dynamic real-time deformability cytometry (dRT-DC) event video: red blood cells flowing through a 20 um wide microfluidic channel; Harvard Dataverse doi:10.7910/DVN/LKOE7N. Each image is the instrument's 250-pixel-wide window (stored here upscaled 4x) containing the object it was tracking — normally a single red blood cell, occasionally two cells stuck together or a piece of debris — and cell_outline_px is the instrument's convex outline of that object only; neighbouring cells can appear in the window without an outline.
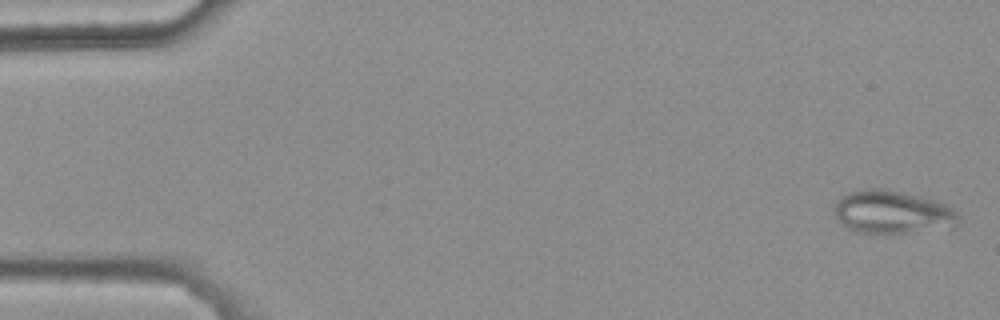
{"species": "common noctule bat (a hibernating species)", "species_latin": "Nyctalus noctula", "temperature_condition": "warm", "stored_images_in_passage": 46, "camera_frame_rate_fps": 3000, "um_per_image_px": 0.085, "animal": {"sex": "female", "body_mass_g": 25.1}, "frame": {"image": 1, "passage_image": 2, "time_ms": 0.333, "image_size_px": [1000, 320], "cell_outline_px": [[960, 224], [952, 228], [908, 232], [856, 232], [848, 228], [836, 220], [836, 200], [840, 196], [848, 192], [868, 188], [888, 188], [920, 196], [944, 204], [952, 208], [960, 216]], "centroid_in_image_um": [75.87, 18.02], "position_along_channel_um": 9.1, "area_um2": 31.27}}
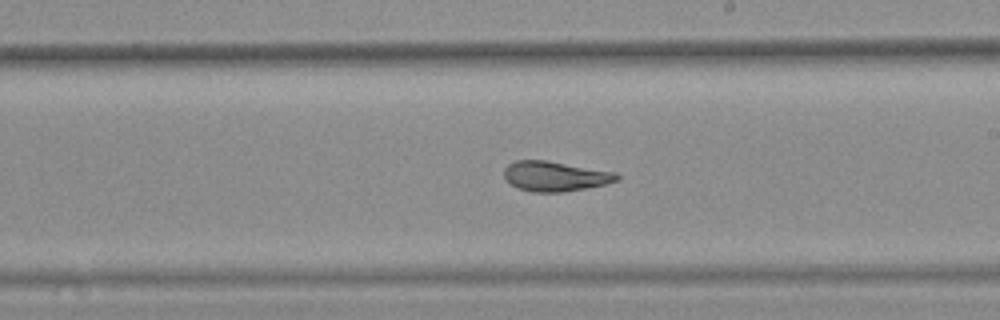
{"frame": {"image": 2, "passage_image": 31, "time_ms": 10.0, "image_size_px": [1000, 320], "cell_outline_px": [[620, 180], [604, 184], [584, 188], [560, 192], [532, 192], [520, 188], [512, 184], [504, 176], [504, 168], [508, 164], [516, 160], [548, 160], [616, 172], [620, 176]], "centroid_in_image_um": [47.2, 14.96], "position_along_channel_um": 241.8, "area_um2": 19.59}}
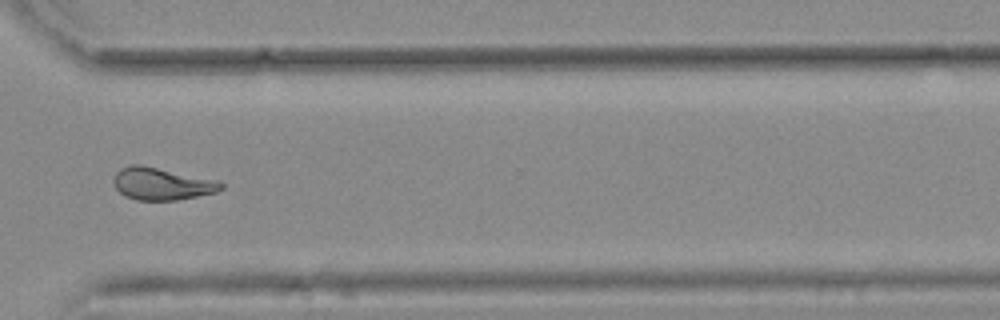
{"frame": {"image": 3, "passage_image": 40, "time_ms": 13.0, "image_size_px": [1000, 320], "cell_outline_px": [[224, 188], [216, 192], [176, 200], [136, 200], [124, 196], [116, 188], [112, 180], [116, 172], [120, 168], [132, 164], [140, 164], [220, 180], [224, 184]], "centroid_in_image_um": [13.76, 15.61], "position_along_channel_um": 356.8, "area_um2": 20.46}, "authors_computed_cell_mechanics": {"area_um2": 20.4323, "velocity_mm_per_s": 3.8164, "shape_relaxation_time_tau1_ms": null, "shape_relaxation_time_tau2_ms": 1.713, "deformation_change_tau1": null, "deformation_change_tau2": 0.0714}}